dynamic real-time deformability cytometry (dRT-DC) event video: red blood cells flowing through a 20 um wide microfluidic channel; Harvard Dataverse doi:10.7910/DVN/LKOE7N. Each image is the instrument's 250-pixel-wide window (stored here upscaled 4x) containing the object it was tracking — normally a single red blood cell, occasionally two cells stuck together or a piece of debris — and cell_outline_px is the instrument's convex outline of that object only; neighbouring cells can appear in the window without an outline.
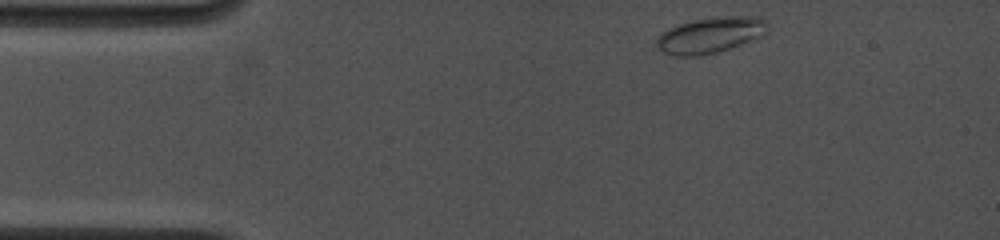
{"species": "common noctule bat (a hibernating species)", "species_latin": "Nyctalus noctula", "temperature_condition": "cold", "stored_images_in_passage": 7, "camera_frame_rate_fps": 4500, "um_per_image_px": 0.085, "animal": {"sex": "female", "body_mass_g": 19.0, "forearm_length_mm": 53.3}, "frame": {"image": 1, "passage_image": 1, "time_ms": 0.0, "image_size_px": [1000, 240], "cell_outline_px": [[768, 28], [760, 36], [728, 48], [716, 52], [696, 56], [676, 56], [664, 52], [656, 44], [656, 40], [668, 28], [680, 24], [696, 20], [728, 16], [760, 16], [768, 24]], "centroid_in_image_um": [60.38, 2.98], "position_along_channel_um": 24.6, "area_um2": 22.48}}